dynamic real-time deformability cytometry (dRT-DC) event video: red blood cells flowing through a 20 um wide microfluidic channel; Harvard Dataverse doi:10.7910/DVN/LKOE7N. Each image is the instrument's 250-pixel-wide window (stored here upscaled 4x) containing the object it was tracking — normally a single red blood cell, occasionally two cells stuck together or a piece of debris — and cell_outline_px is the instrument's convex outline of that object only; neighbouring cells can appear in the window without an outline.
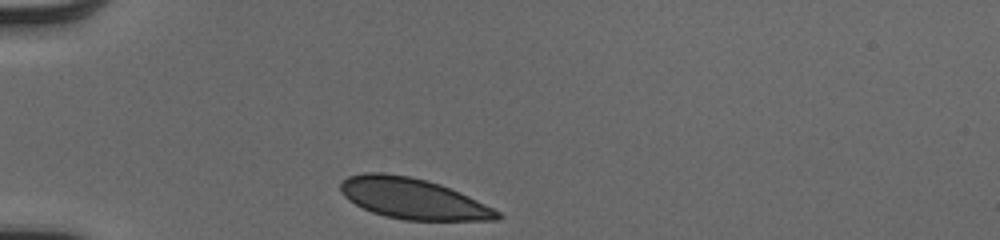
{"species": "human", "species_latin": "Homo sapiens", "temperature_condition": "cold", "stored_images_in_passage": 30, "camera_frame_rate_fps": 3000, "um_per_image_px": 0.085, "donor": {"sex": "male"}, "frame": {"image": 1, "passage_image": 1, "time_ms": 0.0, "image_size_px": [1000, 240], "cell_outline_px": [[500, 216], [496, 220], [404, 220], [384, 216], [372, 212], [348, 200], [340, 192], [340, 184], [348, 176], [364, 172], [384, 172], [408, 176], [428, 180], [440, 184], [468, 196], [500, 212]], "centroid_in_image_um": [35.04, 16.87], "position_along_channel_um": 50.0, "area_um2": 36.99}}
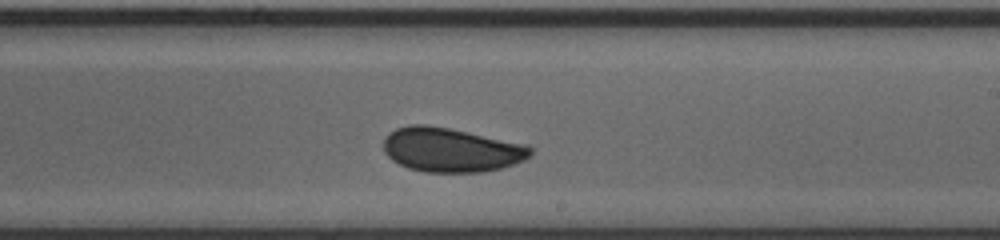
{"frame": {"image": 2, "passage_image": 18, "time_ms": 5.667, "image_size_px": [1000, 240], "cell_outline_px": [[532, 152], [524, 160], [500, 168], [484, 172], [424, 172], [408, 168], [392, 160], [384, 152], [384, 136], [388, 132], [396, 128], [408, 124], [424, 124], [448, 128], [528, 144], [532, 148]], "centroid_in_image_um": [38.31, 12.73], "position_along_channel_um": 250.7, "area_um2": 37.97}}
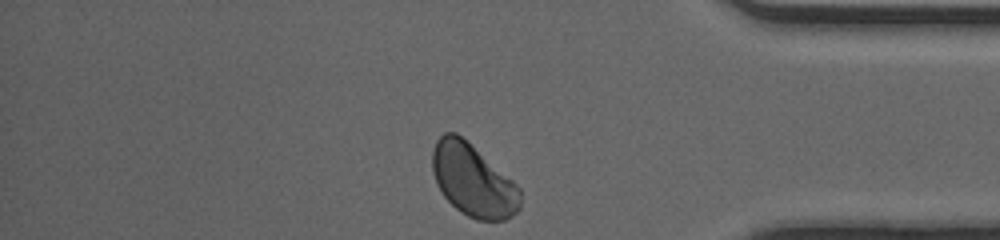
{"frame": {"image": 3, "passage_image": 30, "time_ms": 9.667, "image_size_px": [1000, 240], "cell_outline_px": [[520, 208], [512, 216], [504, 220], [476, 220], [460, 212], [444, 196], [436, 184], [432, 172], [432, 148], [436, 140], [444, 132], [456, 132], [512, 180], [520, 188]], "centroid_in_image_um": [40.18, 15.34], "position_along_channel_um": 395.0, "area_um2": 36.82}, "authors_computed_cell_mechanics": {"area_um2": 37.6856, "velocity_mm_per_s": 4.038, "shape_relaxation_time_tau1_ms": 3.9899, "shape_relaxation_time_tau2_ms": null, "deformation_change_tau1": 0.0773, "deformation_change_tau2": null}}